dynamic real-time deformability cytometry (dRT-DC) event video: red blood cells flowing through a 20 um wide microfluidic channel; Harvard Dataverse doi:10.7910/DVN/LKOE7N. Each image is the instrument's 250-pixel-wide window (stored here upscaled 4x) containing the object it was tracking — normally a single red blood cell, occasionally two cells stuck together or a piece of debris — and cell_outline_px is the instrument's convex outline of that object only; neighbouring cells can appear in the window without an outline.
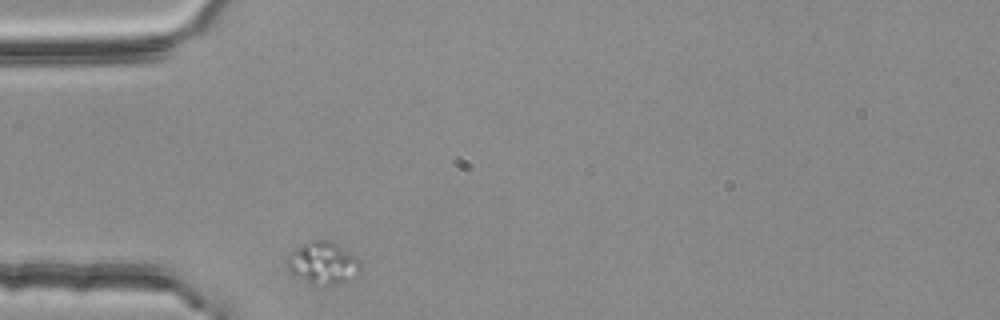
{"species": "common noctule bat (a hibernating species)", "species_latin": "Nyctalus noctula", "temperature_condition": "room temperature", "stored_images_in_passage": 30, "camera_frame_rate_fps": 3000, "um_per_image_px": 0.085, "animal": {"sex": "female", "body_mass_g": 25.1}, "frame": {"image": 1, "passage_image": 1, "time_ms": 0.0, "image_size_px": [1000, 320], "cell_outline_px": [[360, 268], [340, 284], [320, 288], [316, 288], [288, 272], [284, 264], [288, 256], [296, 248], [304, 244], [316, 240], [328, 240], [336, 244], [356, 256], [360, 260]], "centroid_in_image_um": [27.37, 22.41], "position_along_channel_um": 57.6, "area_um2": 18.26}}